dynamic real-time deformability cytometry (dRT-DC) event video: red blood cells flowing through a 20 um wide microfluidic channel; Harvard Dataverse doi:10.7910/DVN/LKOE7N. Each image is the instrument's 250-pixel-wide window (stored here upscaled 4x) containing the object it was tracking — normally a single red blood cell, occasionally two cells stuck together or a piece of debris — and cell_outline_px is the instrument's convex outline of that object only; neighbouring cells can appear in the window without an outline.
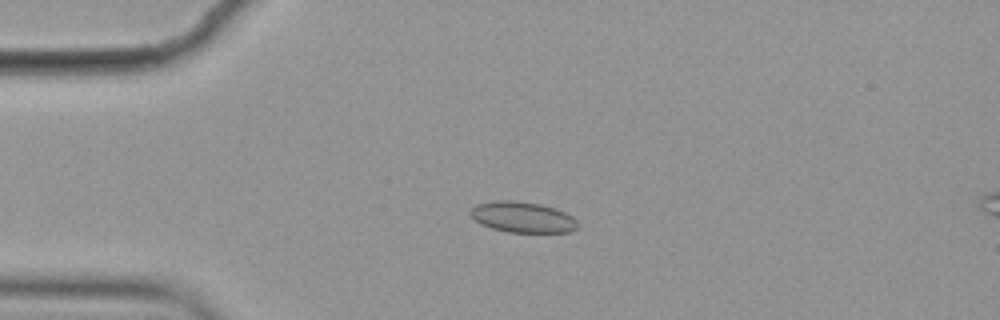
{"species": "common noctule bat (a hibernating species)", "species_latin": "Nyctalus noctula", "temperature_condition": "cold", "stored_images_in_passage": 5, "camera_frame_rate_fps": 3000, "um_per_image_px": 0.085, "animal": {"sex": "female", "body_mass_g": 19.9}, "frame": {"image": 1, "passage_image": 4, "time_ms": 1.0, "image_size_px": [1000, 320], "cell_outline_px": [[580, 224], [576, 228], [568, 232], [508, 232], [492, 228], [480, 224], [468, 212], [476, 204], [496, 200], [512, 200], [540, 204], [556, 208], [572, 216]], "centroid_in_image_um": [44.42, 18.45], "position_along_channel_um": 40.6, "area_um2": 19.25}}